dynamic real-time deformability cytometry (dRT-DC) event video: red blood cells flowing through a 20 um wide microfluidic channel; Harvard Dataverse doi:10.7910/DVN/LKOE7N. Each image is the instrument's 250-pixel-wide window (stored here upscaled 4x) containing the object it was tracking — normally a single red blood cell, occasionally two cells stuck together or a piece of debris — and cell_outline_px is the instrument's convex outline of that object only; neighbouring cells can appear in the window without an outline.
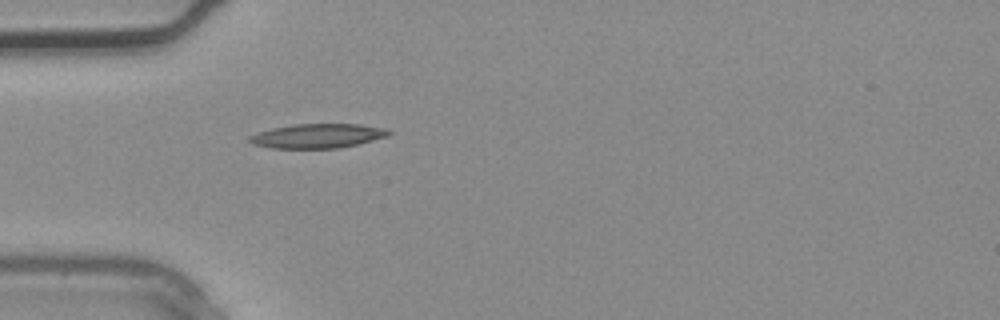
{"species": "common noctule bat (a hibernating species)", "species_latin": "Nyctalus noctula", "temperature_condition": "warm", "stored_images_in_passage": 2, "camera_frame_rate_fps": 3000, "um_per_image_px": 0.085, "animal": {"sex": "male", "body_mass_g": 20.4}, "frame": {"image": 1, "passage_image": 2, "time_ms": 0.333, "image_size_px": [1000, 320], "cell_outline_px": [[392, 132], [388, 136], [356, 144], [336, 148], [272, 148], [252, 144], [248, 140], [248, 136], [272, 128], [296, 124], [360, 124], [388, 128]], "centroid_in_image_um": [27.01, 11.54], "position_along_channel_um": 58.0, "area_um2": 19.65}}